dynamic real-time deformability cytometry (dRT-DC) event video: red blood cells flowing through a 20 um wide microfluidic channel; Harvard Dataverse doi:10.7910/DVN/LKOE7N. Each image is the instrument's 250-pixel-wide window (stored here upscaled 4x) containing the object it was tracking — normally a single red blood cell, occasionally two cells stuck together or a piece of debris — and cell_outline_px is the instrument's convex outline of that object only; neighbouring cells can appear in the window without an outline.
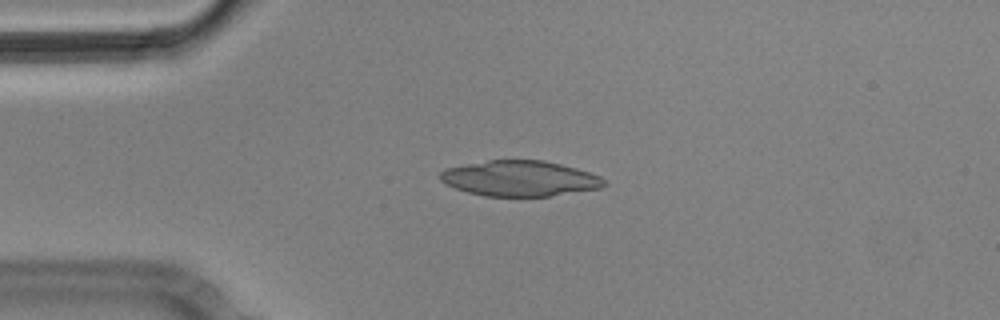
{"species": "Egyptian fruit bat (a non-hibernating species)", "species_latin": "Rousettus aegyptiacus", "temperature_condition": "cold", "stored_images_in_passage": 5, "camera_frame_rate_fps": 3000, "um_per_image_px": 0.085, "animal": {"sex": "male"}, "frame": {"image": 1, "passage_image": 4, "time_ms": 1.0, "image_size_px": [1000, 320], "cell_outline_px": [[608, 184], [600, 188], [548, 196], [484, 196], [468, 192], [444, 184], [440, 180], [440, 172], [444, 168], [488, 160], [544, 160], [576, 168], [600, 176]], "centroid_in_image_um": [44.16, 15.16], "position_along_channel_um": 40.8, "area_um2": 33.87}}